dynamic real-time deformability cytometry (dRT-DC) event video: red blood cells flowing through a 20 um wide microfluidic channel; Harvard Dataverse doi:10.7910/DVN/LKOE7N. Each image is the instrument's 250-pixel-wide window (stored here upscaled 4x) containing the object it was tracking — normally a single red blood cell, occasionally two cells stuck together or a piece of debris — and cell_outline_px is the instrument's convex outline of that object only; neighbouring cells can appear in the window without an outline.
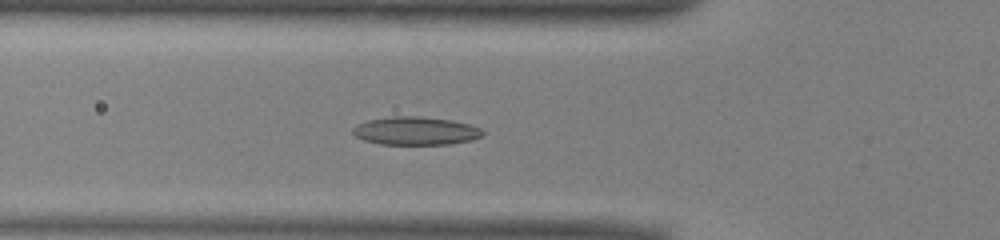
{"species": "common noctule bat (a hibernating species)", "species_latin": "Nyctalus noctula", "temperature_condition": "warm", "stored_images_in_passage": 40, "camera_frame_rate_fps": 3000, "um_per_image_px": 0.085, "animal": {"sex": "male", "body_mass_g": 13.0, "forearm_length_mm": 53.1}, "frame": {"image": 1, "passage_image": 7, "time_ms": 2.0, "image_size_px": [1000, 240], "cell_outline_px": [[484, 136], [472, 140], [448, 144], [380, 144], [364, 140], [356, 136], [352, 132], [352, 128], [356, 124], [368, 120], [392, 116], [420, 116], [452, 120], [468, 124], [480, 128], [484, 132]], "centroid_in_image_um": [35.33, 11.12], "position_along_channel_um": 90.5, "area_um2": 21.39}}
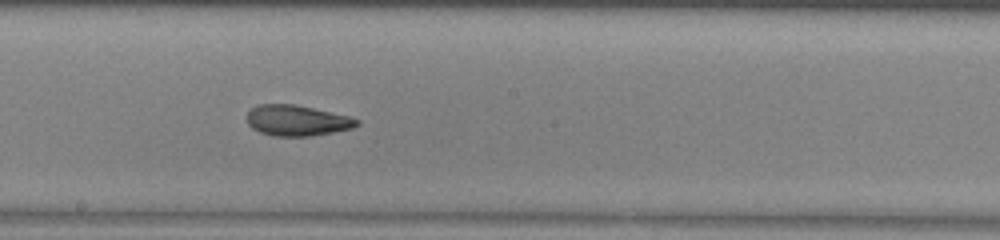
{"frame": {"image": 2, "passage_image": 17, "time_ms": 5.333, "image_size_px": [1000, 240], "cell_outline_px": [[360, 124], [352, 128], [332, 132], [308, 136], [272, 136], [260, 132], [252, 128], [248, 124], [248, 112], [256, 104], [292, 104], [312, 108], [348, 116], [360, 120]], "centroid_in_image_um": [25.22, 10.24], "position_along_channel_um": 223.0, "area_um2": 19.48}}
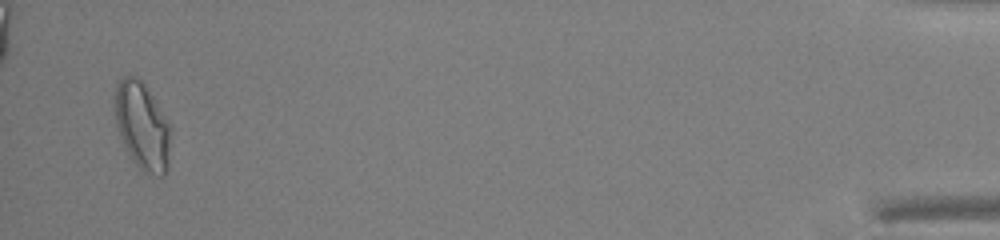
{"frame": {"image": 3, "passage_image": 39, "time_ms": 12.667, "image_size_px": [1000, 240], "cell_outline_px": [[172, 128], [168, 168], [164, 176], [160, 176], [144, 172], [132, 160], [120, 136], [116, 124], [116, 84], [128, 72], [136, 76], [148, 88], [168, 120]], "centroid_in_image_um": [12.13, 10.7], "position_along_channel_um": 423.1, "area_um2": 28.67}, "authors_computed_cell_mechanics": {"area_um2": 20.8947, "velocity_mm_per_s": 3.973, "shape_relaxation_time_tau1_ms": null, "shape_relaxation_time_tau2_ms": 2.6159, "deformation_change_tau1": null, "deformation_change_tau2": 0.0996}}